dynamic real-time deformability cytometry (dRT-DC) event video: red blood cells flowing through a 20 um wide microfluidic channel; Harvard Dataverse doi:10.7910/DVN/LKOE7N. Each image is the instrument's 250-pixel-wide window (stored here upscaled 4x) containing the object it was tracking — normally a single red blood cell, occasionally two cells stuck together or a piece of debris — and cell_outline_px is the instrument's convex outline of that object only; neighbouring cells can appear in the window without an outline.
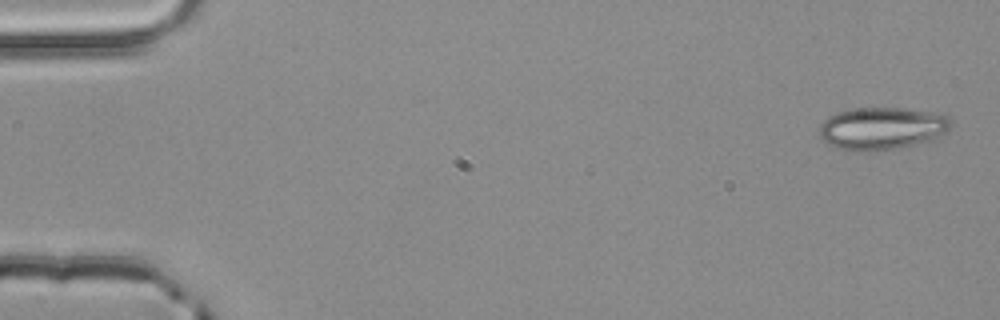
{"species": "common noctule bat (a hibernating species)", "species_latin": "Nyctalus noctula", "temperature_condition": "room temperature", "stored_images_in_passage": 3, "camera_frame_rate_fps": 3000, "um_per_image_px": 0.085, "animal": {"sex": "male", "body_mass_g": 20.4}, "frame": {"image": 1, "passage_image": 1, "time_ms": 0.0, "image_size_px": [1000, 320], "cell_outline_px": [[952, 124], [948, 132], [936, 140], [896, 148], [856, 152], [836, 148], [820, 140], [820, 124], [828, 116], [836, 112], [852, 108], [908, 108], [936, 112], [948, 116], [952, 120]], "centroid_in_image_um": [75.0, 10.91], "position_along_channel_um": 10.0, "area_um2": 33.29}}